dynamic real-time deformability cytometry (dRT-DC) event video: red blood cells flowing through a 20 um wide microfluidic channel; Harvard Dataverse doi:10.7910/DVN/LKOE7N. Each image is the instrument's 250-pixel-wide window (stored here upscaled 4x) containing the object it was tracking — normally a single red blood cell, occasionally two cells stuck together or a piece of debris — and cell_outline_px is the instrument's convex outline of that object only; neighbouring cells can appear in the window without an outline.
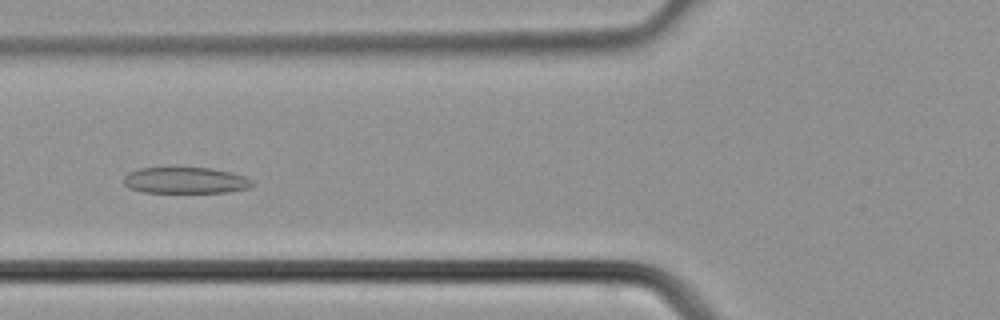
{"species": "common noctule bat (a hibernating species)", "species_latin": "Nyctalus noctula", "temperature_condition": "cold", "stored_images_in_passage": 28, "camera_frame_rate_fps": 3000, "um_per_image_px": 0.085, "animal": {"sex": "male", "body_mass_g": 21.5, "forearm_length_mm": 52.0}, "frame": {"image": 1, "passage_image": 5, "time_ms": 1.333, "image_size_px": [1000, 320], "cell_outline_px": [[252, 184], [248, 188], [228, 192], [144, 192], [128, 188], [124, 184], [124, 176], [128, 172], [140, 168], [212, 168], [232, 172], [244, 176], [252, 180]], "centroid_in_image_um": [15.74, 15.33], "position_along_channel_um": 110.1, "area_um2": 19.59}}
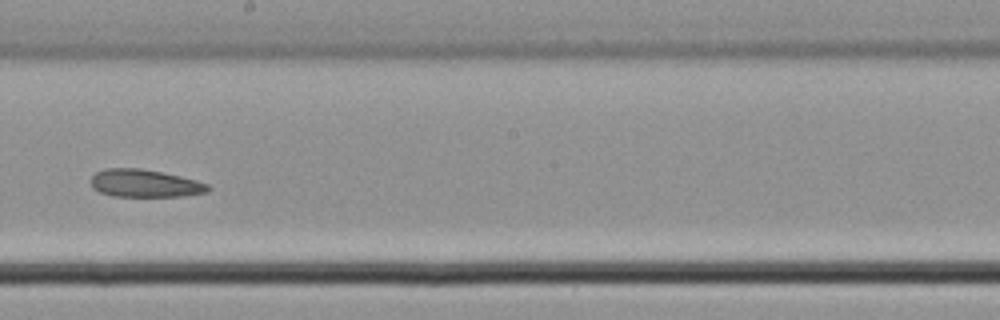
{"frame": {"image": 2, "passage_image": 12, "time_ms": 3.667, "image_size_px": [1000, 320], "cell_outline_px": [[212, 188], [208, 192], [184, 196], [112, 196], [100, 192], [92, 188], [92, 176], [96, 172], [104, 168], [140, 168], [180, 176], [196, 180], [208, 184]], "centroid_in_image_um": [12.32, 15.58], "position_along_channel_um": 235.9, "area_um2": 18.9}}
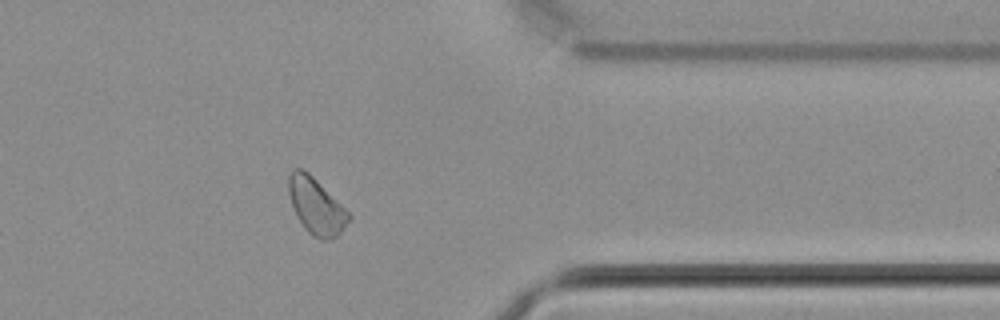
{"frame": {"image": 3, "passage_image": 21, "time_ms": 6.667, "image_size_px": [1000, 320], "cell_outline_px": [[352, 216], [340, 232], [332, 240], [320, 240], [312, 236], [304, 228], [296, 216], [288, 192], [288, 176], [292, 168], [300, 168], [308, 172]], "centroid_in_image_um": [26.84, 17.53], "position_along_channel_um": 384.6, "area_um2": 19.48}}